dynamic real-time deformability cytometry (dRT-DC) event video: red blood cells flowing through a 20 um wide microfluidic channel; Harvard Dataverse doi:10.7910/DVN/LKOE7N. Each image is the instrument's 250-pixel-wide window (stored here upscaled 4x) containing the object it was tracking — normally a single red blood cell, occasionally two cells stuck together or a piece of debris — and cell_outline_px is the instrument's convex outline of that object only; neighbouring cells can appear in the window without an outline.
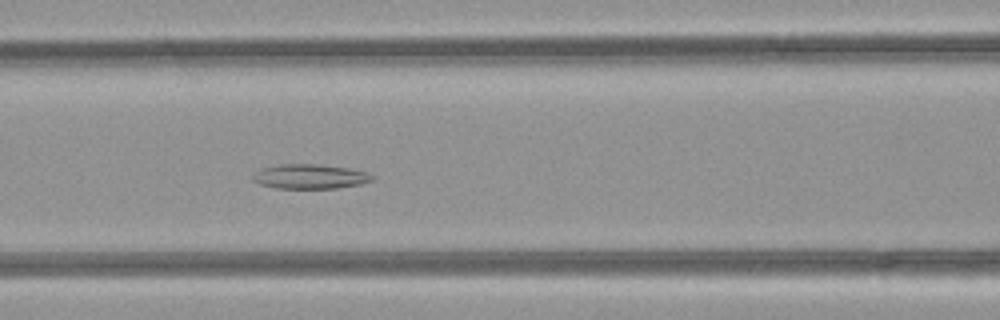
{"species": "common noctule bat (a hibernating species)", "species_latin": "Nyctalus noctula", "temperature_condition": "room temperature", "stored_images_in_passage": 50, "camera_frame_rate_fps": 3000, "um_per_image_px": 0.085, "animal": {"sex": "female", "body_mass_g": 21.9}, "frame": {"image": 1, "passage_image": 21, "time_ms": 6.667, "image_size_px": [1000, 320], "cell_outline_px": [[376, 176], [372, 180], [360, 184], [336, 188], [276, 188], [260, 184], [252, 180], [252, 176], [260, 168], [280, 164], [316, 164], [348, 168], [368, 172]], "centroid_in_image_um": [26.35, 15.0], "position_along_channel_um": 140.3, "area_um2": 17.11}}
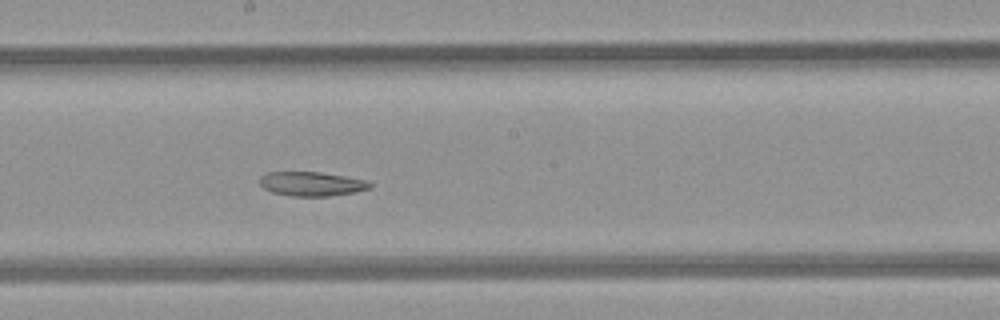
{"frame": {"image": 2, "passage_image": 27, "time_ms": 8.667, "image_size_px": [1000, 320], "cell_outline_px": [[372, 188], [356, 192], [332, 196], [292, 196], [272, 192], [264, 188], [260, 184], [260, 176], [268, 172], [320, 172], [368, 180], [372, 184]], "centroid_in_image_um": [26.53, 15.63], "position_along_channel_um": 221.7, "area_um2": 15.66}}
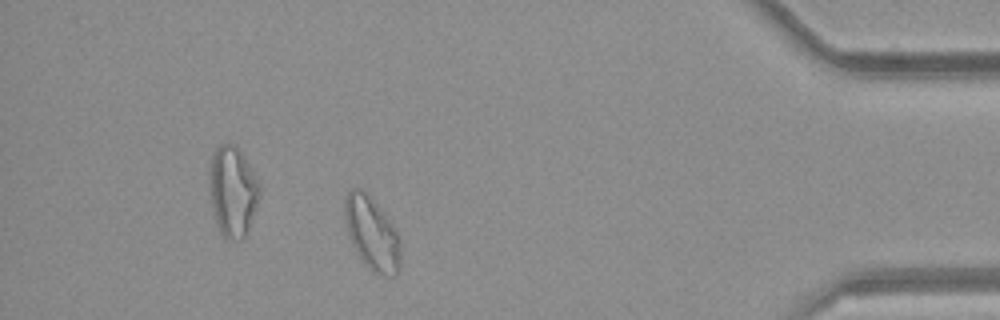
{"frame": {"image": 3, "passage_image": 44, "time_ms": 14.333, "image_size_px": [1000, 320], "cell_outline_px": [[400, 268], [396, 276], [392, 276], [372, 272], [368, 268], [356, 252], [352, 244], [344, 220], [344, 196], [352, 188], [360, 188], [388, 216], [400, 240]], "centroid_in_image_um": [31.61, 19.85], "position_along_channel_um": 403.6, "area_um2": 23.76}, "authors_computed_cell_mechanics": {"area_um2": 21.8484, "velocity_mm_per_s": 4.0715, "shape_relaxation_time_tau1_ms": null, "shape_relaxation_time_tau2_ms": 10.031, "deformation_change_tau1": null, "deformation_change_tau2": 0.1643}}